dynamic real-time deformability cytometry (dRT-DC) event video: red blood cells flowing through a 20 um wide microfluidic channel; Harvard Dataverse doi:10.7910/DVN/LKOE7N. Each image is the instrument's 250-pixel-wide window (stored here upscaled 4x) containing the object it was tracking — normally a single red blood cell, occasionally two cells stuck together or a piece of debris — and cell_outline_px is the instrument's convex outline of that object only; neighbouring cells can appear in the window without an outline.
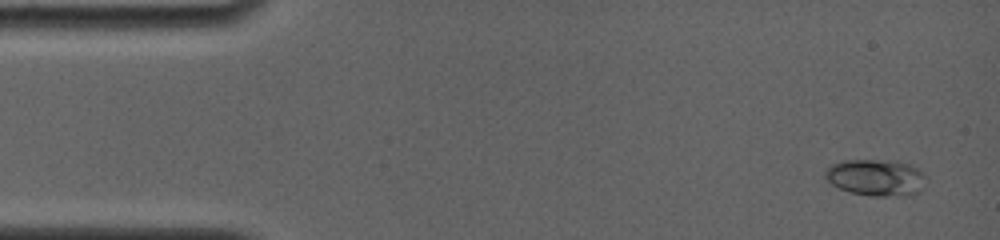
{"species": "common noctule bat (a hibernating species)", "species_latin": "Nyctalus noctula", "temperature_condition": "room temperature", "stored_images_in_passage": 9, "camera_frame_rate_fps": 4000, "um_per_image_px": 0.085, "animal": {"sex": "female", "body_mass_g": 19.0, "forearm_length_mm": 56.7}, "frame": {"image": 1, "passage_image": 1, "time_ms": 0.0, "image_size_px": [1000, 240], "cell_outline_px": [[924, 176], [920, 192], [908, 196], [872, 196], [852, 192], [840, 188], [832, 184], [824, 176], [824, 172], [832, 164], [844, 160], [896, 160], [908, 164], [916, 168]], "centroid_in_image_um": [74.44, 15.09], "position_along_channel_um": 10.6, "area_um2": 21.33}}
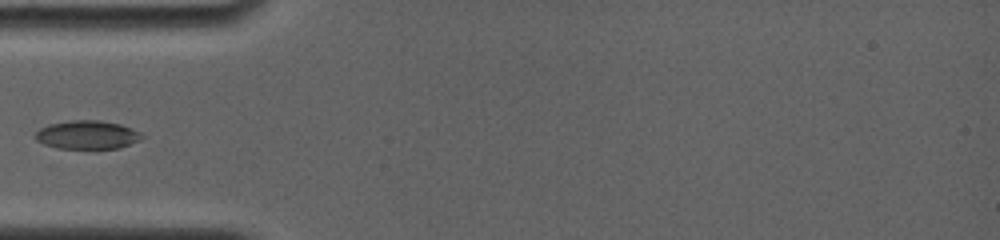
{"frame": {"image": 2, "passage_image": 6, "time_ms": 4.5, "image_size_px": [1000, 240], "cell_outline_px": [[144, 136], [140, 140], [120, 148], [56, 148], [44, 144], [36, 140], [32, 136], [40, 128], [48, 124], [72, 120], [100, 120], [120, 124], [140, 132]], "centroid_in_image_um": [7.39, 11.45], "position_along_channel_um": 77.6, "area_um2": 17.74}}
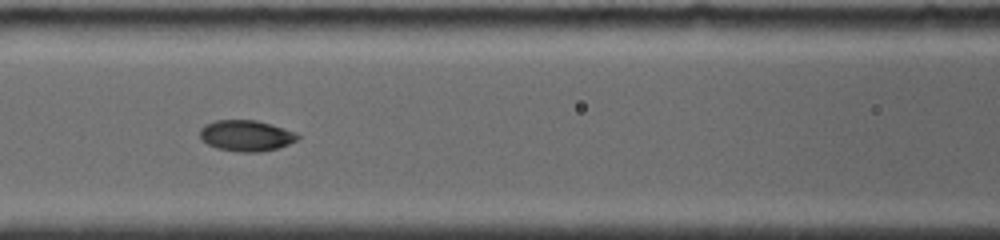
{"frame": {"image": 3, "passage_image": 8, "time_ms": 6.25, "image_size_px": [1000, 240], "cell_outline_px": [[300, 136], [296, 140], [280, 148], [260, 152], [240, 152], [216, 148], [200, 140], [200, 128], [204, 124], [216, 120], [256, 120], [272, 124], [296, 132]], "centroid_in_image_um": [20.91, 11.53], "position_along_channel_um": 145.7, "area_um2": 17.86}}